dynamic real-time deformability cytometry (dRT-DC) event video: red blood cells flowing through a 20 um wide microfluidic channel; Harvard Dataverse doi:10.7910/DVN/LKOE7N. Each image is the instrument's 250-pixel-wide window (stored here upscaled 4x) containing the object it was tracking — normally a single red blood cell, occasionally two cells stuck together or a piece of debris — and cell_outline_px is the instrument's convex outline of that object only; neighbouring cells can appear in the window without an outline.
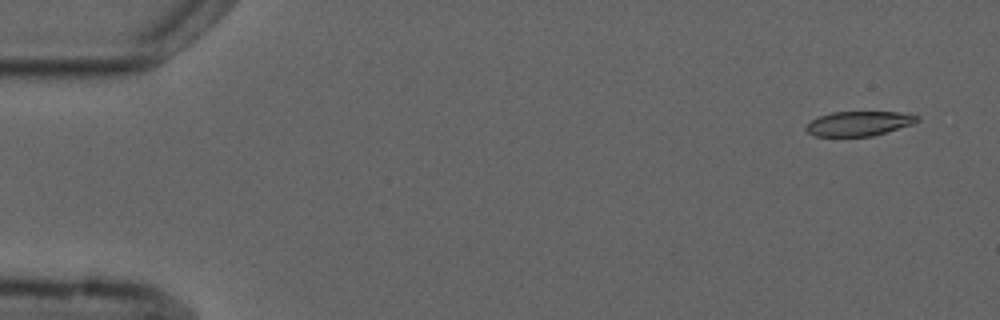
{"species": "common noctule bat (a hibernating species)", "species_latin": "Nyctalus noctula", "temperature_condition": "cold", "stored_images_in_passage": 4, "camera_frame_rate_fps": 3000, "um_per_image_px": 0.085, "animal": {"sex": "male", "forearm_length_mm": 52.5}, "frame": {"image": 1, "passage_image": 1, "time_ms": 0.0, "image_size_px": [1000, 320], "cell_outline_px": [[920, 120], [912, 124], [876, 136], [816, 136], [808, 132], [804, 128], [812, 120], [820, 116], [832, 112], [900, 112], [920, 116]], "centroid_in_image_um": [73.05, 10.5], "position_along_channel_um": 12.0, "area_um2": 15.95}}
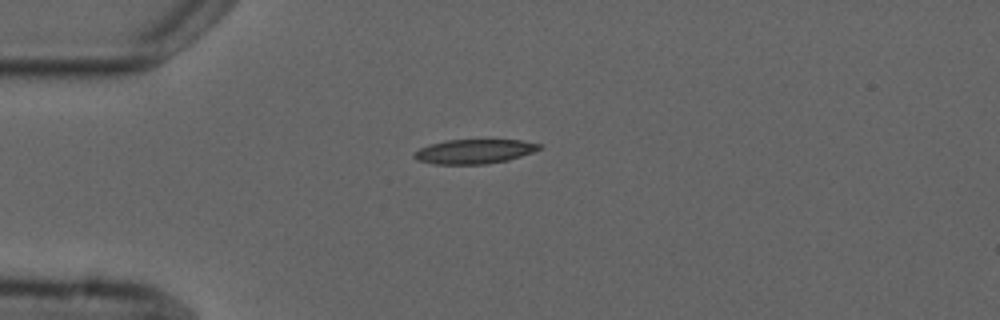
{"frame": {"image": 2, "passage_image": 4, "time_ms": 3.667, "image_size_px": [1000, 320], "cell_outline_px": [[544, 148], [508, 160], [484, 164], [432, 164], [416, 160], [412, 156], [420, 148], [428, 144], [448, 140], [520, 140], [540, 144]], "centroid_in_image_um": [40.29, 12.87], "position_along_channel_um": 44.7, "area_um2": 17.74}}